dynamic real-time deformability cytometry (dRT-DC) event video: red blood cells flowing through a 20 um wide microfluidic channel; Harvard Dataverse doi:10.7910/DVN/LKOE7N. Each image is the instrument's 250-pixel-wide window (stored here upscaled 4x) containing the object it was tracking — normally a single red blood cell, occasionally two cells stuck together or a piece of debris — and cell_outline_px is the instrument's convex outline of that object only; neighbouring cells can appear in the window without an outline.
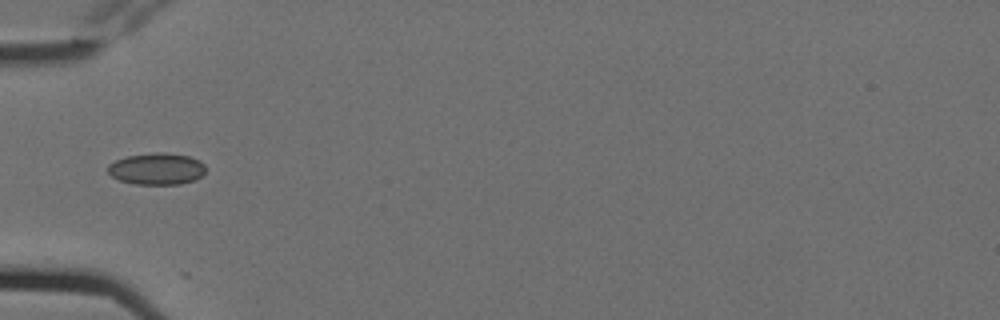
{"species": "Egyptian fruit bat (a non-hibernating species)", "species_latin": "Rousettus aegyptiacus", "temperature_condition": "cold", "stored_images_in_passage": 7, "camera_frame_rate_fps": 3000, "um_per_image_px": 0.085, "animal": {"sex": "female"}, "frame": {"image": 1, "passage_image": 5, "time_ms": 1.333, "image_size_px": [1000, 320], "cell_outline_px": [[204, 172], [196, 180], [180, 184], [136, 184], [120, 180], [112, 176], [108, 172], [108, 164], [116, 160], [128, 156], [156, 152], [164, 152], [188, 156], [200, 160], [204, 164]], "centroid_in_image_um": [13.33, 14.35], "position_along_channel_um": 71.7, "area_um2": 17.98}}
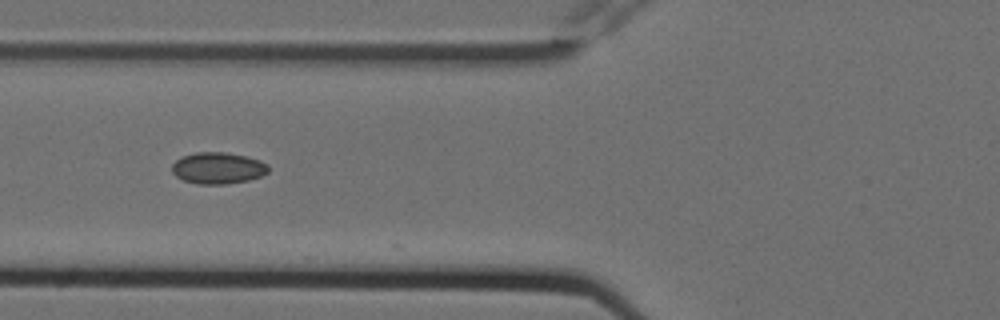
{"frame": {"image": 2, "passage_image": 6, "time_ms": 1.667, "image_size_px": [1000, 320], "cell_outline_px": [[268, 172], [260, 176], [248, 180], [224, 184], [196, 184], [184, 180], [176, 176], [172, 172], [172, 164], [176, 160], [184, 156], [196, 152], [224, 152], [244, 156], [260, 160], [268, 164]], "centroid_in_image_um": [18.52, 14.29], "position_along_channel_um": 107.3, "area_um2": 17.57}}
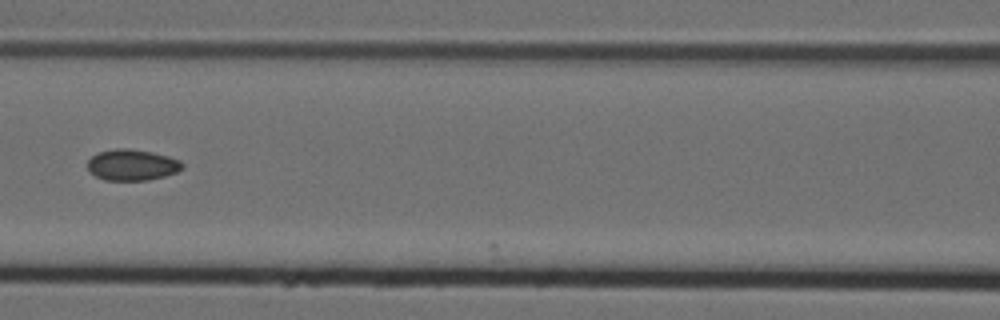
{"frame": {"image": 3, "passage_image": 7, "time_ms": 2.0, "image_size_px": [1000, 320], "cell_outline_px": [[184, 168], [176, 172], [164, 176], [148, 180], [104, 180], [96, 176], [88, 168], [88, 160], [96, 152], [116, 148], [128, 148], [152, 152], [168, 156], [180, 160], [184, 164]], "centroid_in_image_um": [11.24, 14.01], "position_along_channel_um": 155.4, "area_um2": 17.22}}